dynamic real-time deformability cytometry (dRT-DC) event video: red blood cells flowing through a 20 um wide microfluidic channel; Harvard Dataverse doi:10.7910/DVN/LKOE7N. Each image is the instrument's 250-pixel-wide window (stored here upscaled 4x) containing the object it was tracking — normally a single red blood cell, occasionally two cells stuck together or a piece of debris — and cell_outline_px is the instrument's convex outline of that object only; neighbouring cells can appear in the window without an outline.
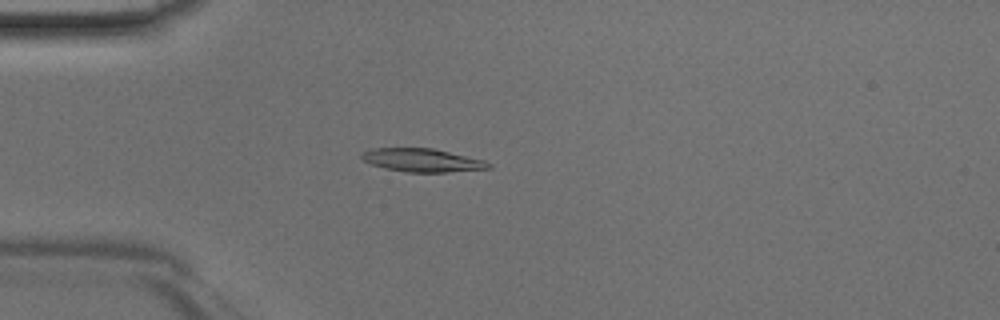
{"species": "Egyptian fruit bat (a non-hibernating species)", "species_latin": "Rousettus aegyptiacus", "temperature_condition": "room temperature", "stored_images_in_passage": 34, "camera_frame_rate_fps": 3000, "um_per_image_px": 0.085, "animal": {"sex": "male"}, "frame": {"image": 1, "passage_image": 1, "time_ms": 0.0, "image_size_px": [1000, 320], "cell_outline_px": [[492, 168], [448, 172], [408, 172], [384, 168], [372, 164], [364, 160], [360, 156], [360, 152], [372, 148], [432, 148], [484, 160], [492, 164]], "centroid_in_image_um": [35.88, 13.61], "position_along_channel_um": 49.1, "area_um2": 17.17}}
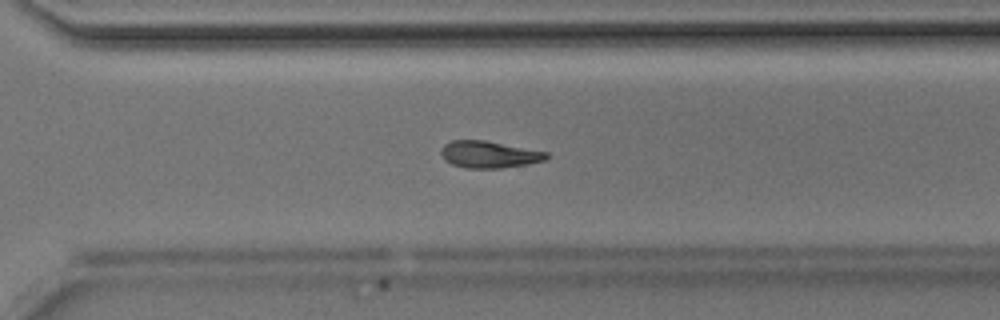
{"frame": {"image": 2, "passage_image": 21, "time_ms": 6.667, "image_size_px": [1000, 320], "cell_outline_px": [[548, 156], [544, 160], [528, 164], [500, 168], [464, 168], [452, 164], [444, 160], [440, 152], [444, 144], [452, 140], [484, 140], [548, 152]], "centroid_in_image_um": [41.54, 13.13], "position_along_channel_um": 329.1, "area_um2": 16.47}}
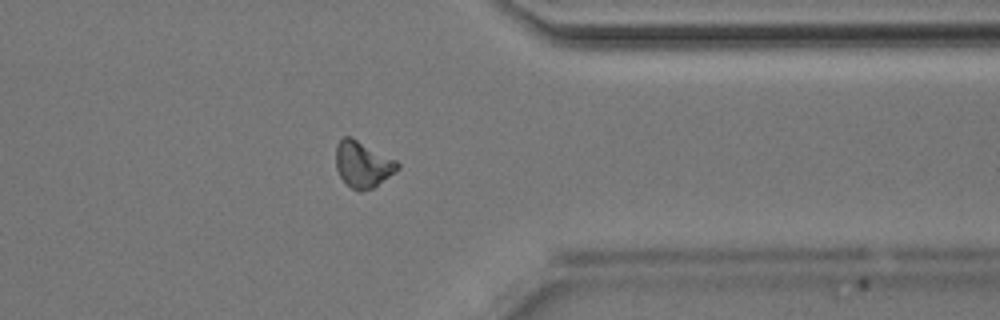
{"frame": {"image": 3, "passage_image": 25, "time_ms": 8.0, "image_size_px": [1000, 320], "cell_outline_px": [[400, 168], [372, 188], [360, 192], [352, 188], [340, 176], [336, 168], [336, 148], [340, 140], [344, 136], [352, 136], [396, 160], [400, 164]], "centroid_in_image_um": [30.84, 13.95], "position_along_channel_um": 380.6, "area_um2": 16.47}}